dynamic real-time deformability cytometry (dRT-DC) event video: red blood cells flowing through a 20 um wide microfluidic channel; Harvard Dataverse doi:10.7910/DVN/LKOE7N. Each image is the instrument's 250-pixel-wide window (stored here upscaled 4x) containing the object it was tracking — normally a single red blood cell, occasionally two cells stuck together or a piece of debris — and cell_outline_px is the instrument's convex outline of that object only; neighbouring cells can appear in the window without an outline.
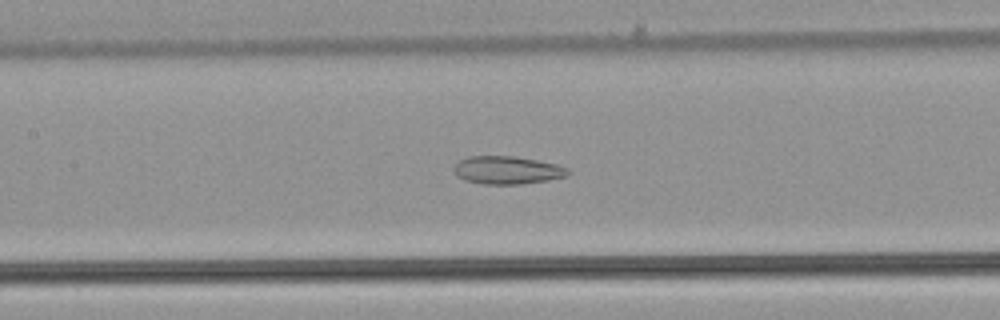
{"species": "common noctule bat (a hibernating species)", "species_latin": "Nyctalus noctula", "temperature_condition": "warm", "stored_images_in_passage": 46, "camera_frame_rate_fps": 3000, "um_per_image_px": 0.085, "animal": {"sex": "male", "body_mass_g": 21.5, "forearm_length_mm": 52.0}, "frame": {"image": 1, "passage_image": 19, "time_ms": 6.0, "image_size_px": [1000, 320], "cell_outline_px": [[572, 172], [568, 176], [548, 180], [520, 184], [484, 184], [464, 180], [456, 176], [452, 168], [460, 160], [468, 156], [512, 156], [536, 160], [556, 164], [568, 168]], "centroid_in_image_um": [43.11, 14.46], "position_along_channel_um": 164.3, "area_um2": 18.67}}
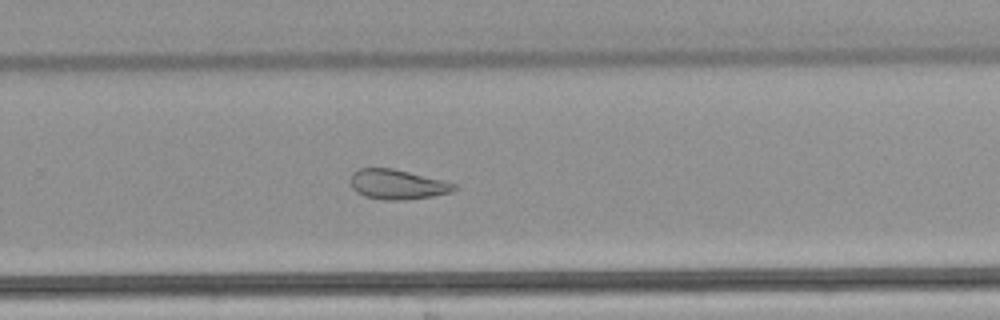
{"frame": {"image": 2, "passage_image": 29, "time_ms": 9.333, "image_size_px": [1000, 320], "cell_outline_px": [[456, 188], [452, 192], [432, 196], [400, 200], [384, 200], [364, 196], [356, 192], [352, 188], [352, 176], [360, 168], [392, 168], [444, 180], [456, 184]], "centroid_in_image_um": [33.8, 15.68], "position_along_channel_um": 296.0, "area_um2": 17.8}}
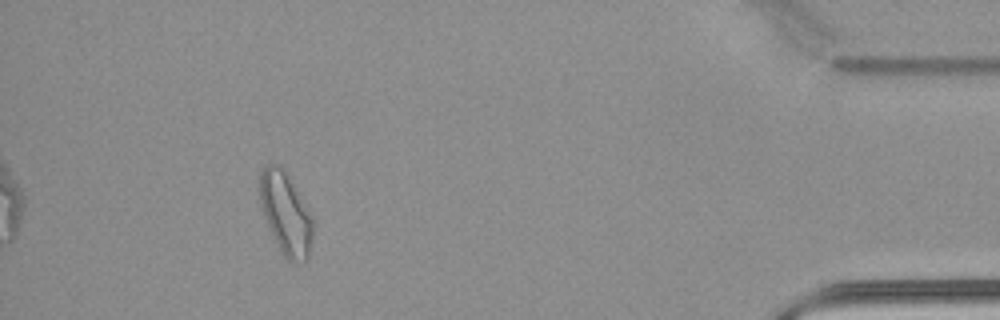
{"frame": {"image": 3, "passage_image": 42, "time_ms": 13.667, "image_size_px": [1000, 320], "cell_outline_px": [[316, 220], [308, 256], [304, 260], [296, 264], [292, 264], [284, 256], [264, 216], [260, 204], [260, 172], [264, 164], [280, 164]], "centroid_in_image_um": [24.32, 18.14], "position_along_channel_um": 410.9, "area_um2": 25.43}, "authors_computed_cell_mechanics": {"area_um2": 22.2241, "velocity_mm_per_s": 3.9624, "shape_relaxation_time_tau1_ms": null, "shape_relaxation_time_tau2_ms": 3.3372, "deformation_change_tau1": null, "deformation_change_tau2": 0.1154}}